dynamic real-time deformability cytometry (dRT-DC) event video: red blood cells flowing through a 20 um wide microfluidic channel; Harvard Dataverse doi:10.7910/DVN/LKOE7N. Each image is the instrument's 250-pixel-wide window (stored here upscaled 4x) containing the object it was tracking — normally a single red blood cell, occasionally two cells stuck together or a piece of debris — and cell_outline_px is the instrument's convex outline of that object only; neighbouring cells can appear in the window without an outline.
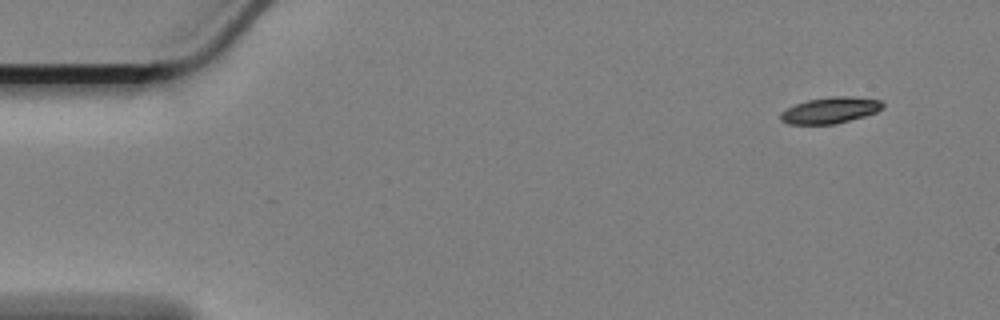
{"species": "Egyptian fruit bat (a non-hibernating species)", "species_latin": "Rousettus aegyptiacus", "temperature_condition": "cold", "stored_images_in_passage": 22, "camera_frame_rate_fps": 3000, "um_per_image_px": 0.085, "animal": {"sex": "female"}, "frame": {"image": 1, "passage_image": 1, "time_ms": 0.0, "image_size_px": [1000, 320], "cell_outline_px": [[884, 108], [876, 112], [864, 116], [836, 124], [788, 124], [780, 120], [780, 112], [796, 104], [808, 100], [832, 96], [852, 96], [880, 100], [884, 104]], "centroid_in_image_um": [70.58, 9.37], "position_along_channel_um": 14.4, "area_um2": 15.61}}
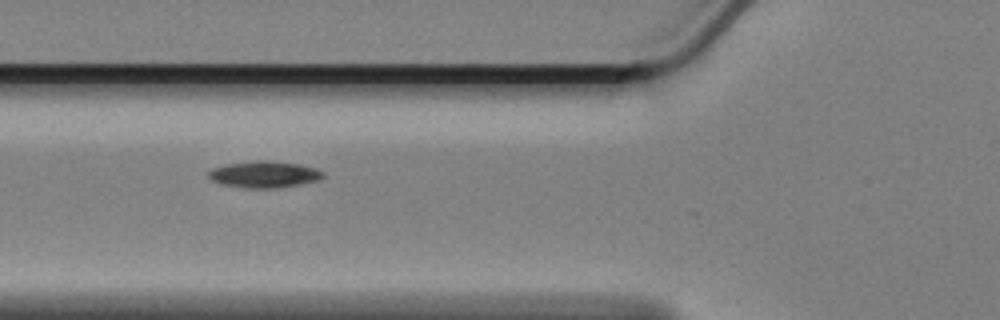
{"frame": {"image": 2, "passage_image": 18, "time_ms": 5.667, "image_size_px": [1000, 320], "cell_outline_px": [[324, 176], [320, 180], [300, 184], [276, 188], [244, 188], [220, 184], [212, 180], [208, 176], [208, 172], [212, 168], [224, 164], [256, 160], [268, 160], [300, 164], [316, 168], [324, 172]], "centroid_in_image_um": [22.45, 14.82], "position_along_channel_um": 103.3, "area_um2": 17.98}}
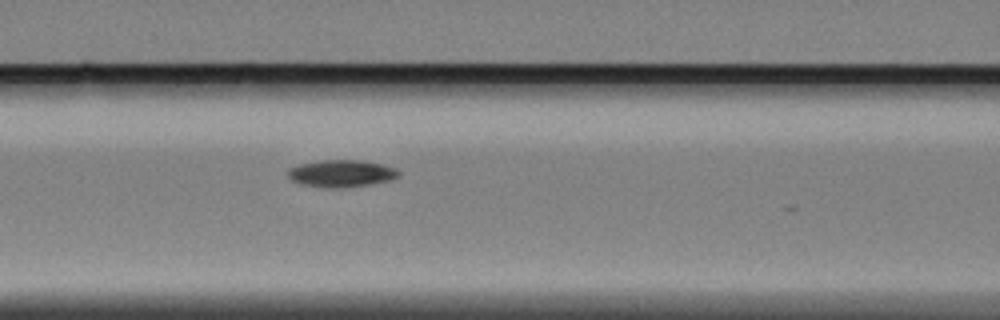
{"frame": {"image": 3, "passage_image": 21, "time_ms": 6.667, "image_size_px": [1000, 320], "cell_outline_px": [[400, 172], [396, 176], [388, 180], [368, 184], [340, 188], [328, 188], [304, 184], [292, 180], [288, 176], [288, 168], [300, 164], [316, 160], [364, 160], [384, 164], [396, 168]], "centroid_in_image_um": [29.0, 14.72], "position_along_channel_um": 137.6, "area_um2": 17.4}}